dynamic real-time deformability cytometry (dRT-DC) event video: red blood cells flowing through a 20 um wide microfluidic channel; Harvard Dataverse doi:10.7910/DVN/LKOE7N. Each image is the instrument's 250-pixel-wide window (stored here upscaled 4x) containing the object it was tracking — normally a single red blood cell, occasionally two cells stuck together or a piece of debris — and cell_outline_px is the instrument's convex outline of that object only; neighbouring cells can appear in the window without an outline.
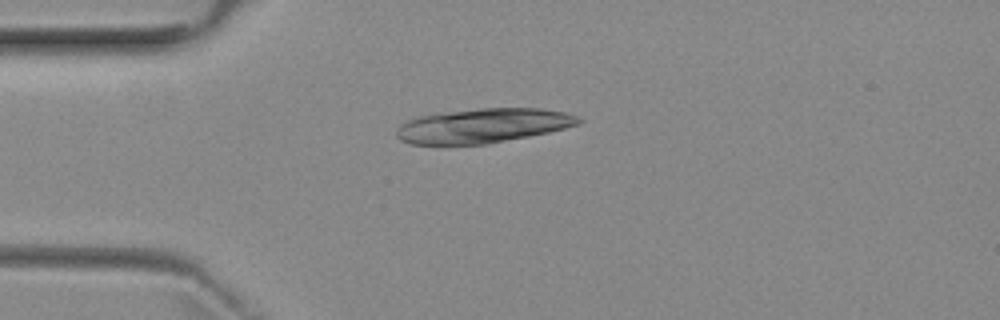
{"species": "common noctule bat (a hibernating species)", "species_latin": "Nyctalus noctula", "temperature_condition": "room temperature", "stored_images_in_passage": 3, "camera_frame_rate_fps": 3000, "um_per_image_px": 0.085, "animal": {"sex": "female", "body_mass_g": 29.2, "forearm_length_mm": 56.3}, "frame": {"image": 1, "passage_image": 3, "time_ms": 3.333, "image_size_px": [1000, 320], "cell_outline_px": [[584, 120], [580, 124], [548, 132], [488, 144], [412, 144], [400, 140], [396, 136], [396, 128], [400, 124], [408, 120], [420, 116], [436, 112], [480, 108], [540, 108], [564, 112], [576, 116]], "centroid_in_image_um": [41.02, 10.67], "position_along_channel_um": 44.0, "area_um2": 36.65}}